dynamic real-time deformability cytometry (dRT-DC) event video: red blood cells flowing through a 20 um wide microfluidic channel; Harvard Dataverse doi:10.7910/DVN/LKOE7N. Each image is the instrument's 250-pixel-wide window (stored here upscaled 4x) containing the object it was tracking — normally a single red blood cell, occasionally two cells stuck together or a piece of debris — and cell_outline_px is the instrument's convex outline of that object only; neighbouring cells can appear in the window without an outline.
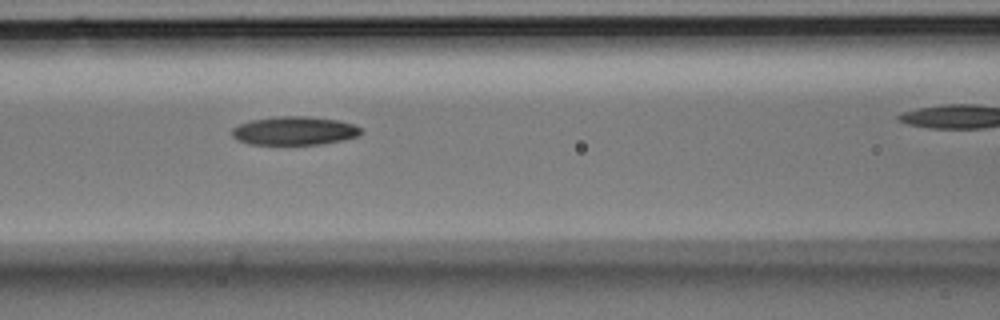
{"species": "Egyptian fruit bat (a non-hibernating species)", "species_latin": "Rousettus aegyptiacus", "temperature_condition": "room temperature", "stored_images_in_passage": 13, "camera_frame_rate_fps": 3000, "um_per_image_px": 0.085, "animal": {"sex": "male"}, "frame": {"image": 1, "passage_image": 10, "time_ms": 3.0, "image_size_px": [1000, 320], "cell_outline_px": [[364, 132], [360, 136], [344, 140], [324, 144], [248, 144], [236, 140], [232, 136], [232, 128], [248, 120], [280, 116], [308, 116], [336, 120], [356, 124], [364, 128]], "centroid_in_image_um": [25.08, 11.11], "position_along_channel_um": 141.5, "area_um2": 21.85}}
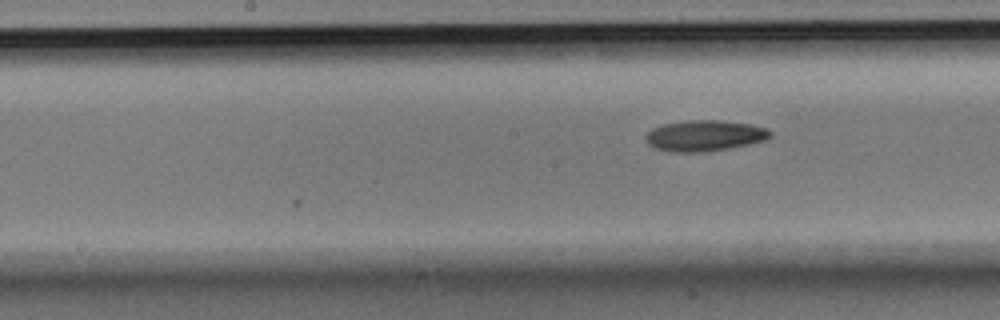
{"frame": {"image": 2, "passage_image": 13, "time_ms": 4.0, "image_size_px": [1000, 320], "cell_outline_px": [[772, 136], [764, 140], [748, 144], [728, 148], [704, 152], [672, 152], [656, 148], [648, 144], [644, 136], [652, 128], [664, 124], [688, 120], [720, 120], [748, 124], [768, 128], [772, 132]], "centroid_in_image_um": [59.88, 11.53], "position_along_channel_um": 188.3, "area_um2": 22.37}}